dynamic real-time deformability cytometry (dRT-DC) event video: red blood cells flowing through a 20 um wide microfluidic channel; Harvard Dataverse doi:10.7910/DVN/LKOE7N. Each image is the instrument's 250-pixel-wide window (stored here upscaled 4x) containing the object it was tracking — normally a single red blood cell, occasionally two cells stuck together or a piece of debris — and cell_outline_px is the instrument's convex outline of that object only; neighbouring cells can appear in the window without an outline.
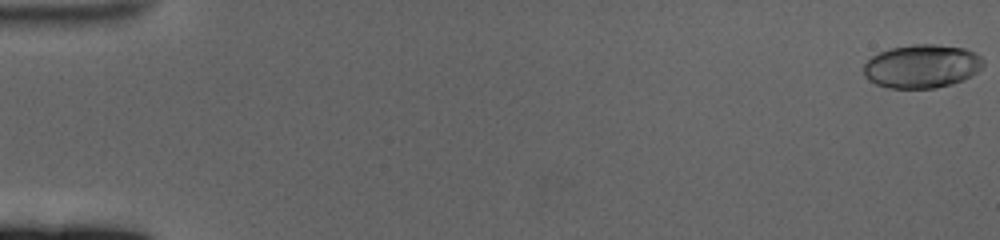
{"species": "human", "species_latin": "Homo sapiens", "temperature_condition": "cold", "stored_images_in_passage": 61, "camera_frame_rate_fps": 3000, "um_per_image_px": 0.085, "donor": {"sex": "female"}, "frame": {"image": 1, "passage_image": 1, "time_ms": 0.0, "image_size_px": [1000, 240], "cell_outline_px": [[984, 64], [972, 76], [964, 80], [952, 84], [936, 88], [888, 88], [876, 84], [868, 80], [864, 76], [864, 64], [872, 56], [880, 52], [892, 48], [912, 44], [932, 44], [964, 48], [976, 52], [984, 60]], "centroid_in_image_um": [78.37, 5.64], "position_along_channel_um": 6.6, "area_um2": 30.46}}
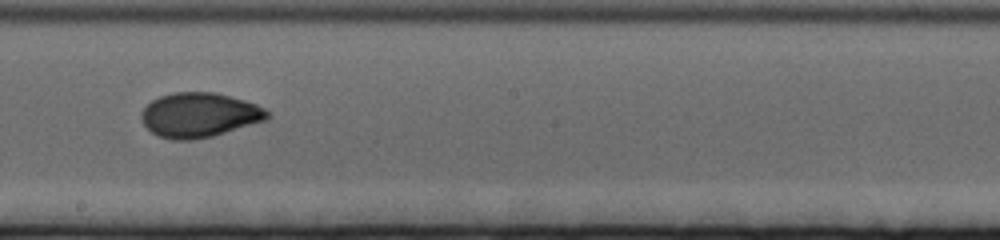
{"frame": {"image": 2, "passage_image": 36, "time_ms": 11.667, "image_size_px": [1000, 240], "cell_outline_px": [[272, 116], [268, 120], [212, 136], [192, 140], [172, 140], [160, 136], [152, 132], [144, 124], [140, 116], [140, 112], [152, 100], [160, 96], [172, 92], [216, 92], [244, 100], [256, 104], [264, 108]], "centroid_in_image_um": [16.96, 9.77], "position_along_channel_um": 231.2, "area_um2": 32.83}}
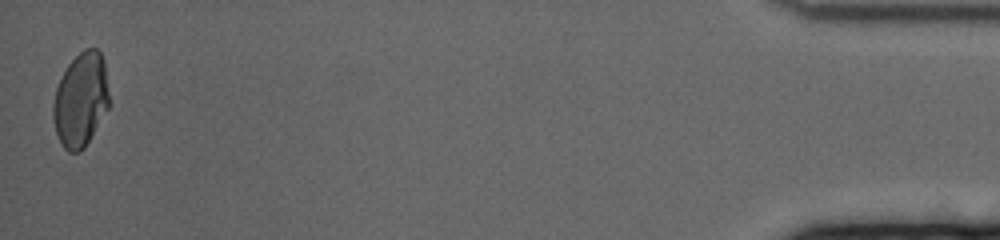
{"frame": {"image": 3, "passage_image": 61, "time_ms": 20.0, "image_size_px": [1000, 240], "cell_outline_px": [[108, 108], [84, 148], [80, 152], [68, 152], [64, 148], [56, 132], [52, 116], [52, 104], [56, 88], [68, 64], [84, 48], [96, 48], [100, 52], [104, 60], [108, 92]], "centroid_in_image_um": [6.85, 8.48], "position_along_channel_um": 428.4, "area_um2": 30.46}, "authors_computed_cell_mechanics": {"area_um2": 31.2698, "velocity_mm_per_s": 3.3793, "shape_relaxation_time_tau1_ms": 8.9821, "shape_relaxation_time_tau2_ms": 1.0546, "deformation_change_tau1": 0.1965, "deformation_change_tau2": 0.0457}}